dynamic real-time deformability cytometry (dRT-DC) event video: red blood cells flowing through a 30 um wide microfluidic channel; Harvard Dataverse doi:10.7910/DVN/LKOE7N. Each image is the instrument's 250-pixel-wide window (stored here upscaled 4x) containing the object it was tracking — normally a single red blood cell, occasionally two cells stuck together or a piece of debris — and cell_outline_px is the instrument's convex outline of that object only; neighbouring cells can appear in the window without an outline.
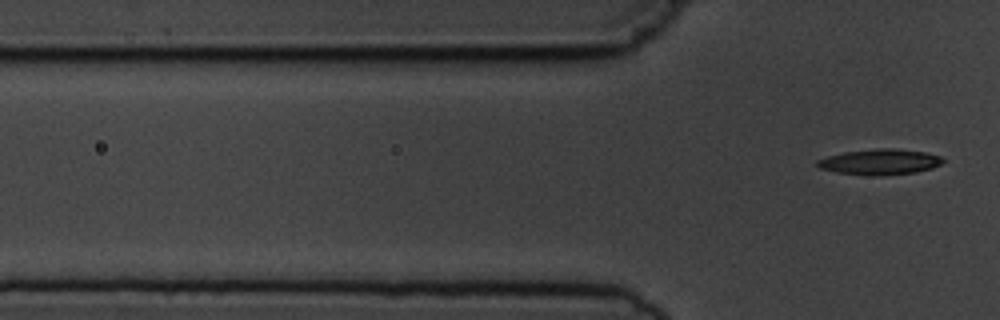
{"species": "common noctule bat (a hibernating species)", "species_latin": "Nyctalus noctula", "temperature_condition": "cold", "stored_images_in_passage": 3, "camera_frame_rate_fps": 3000, "um_per_image_px": 0.085, "animal": {"sex": "male", "body_mass_g": 19.5, "forearm_length_mm": 54.6}, "frame": {"image": 1, "passage_image": 3, "time_ms": 3.333, "image_size_px": [1000, 320], "cell_outline_px": [[944, 160], [940, 164], [932, 168], [916, 172], [872, 176], [836, 172], [820, 168], [816, 164], [816, 160], [828, 156], [844, 152], [876, 148], [892, 148], [924, 152], [940, 156]], "centroid_in_image_um": [74.77, 13.76], "position_along_channel_um": 51.0, "area_um2": 18.61}}